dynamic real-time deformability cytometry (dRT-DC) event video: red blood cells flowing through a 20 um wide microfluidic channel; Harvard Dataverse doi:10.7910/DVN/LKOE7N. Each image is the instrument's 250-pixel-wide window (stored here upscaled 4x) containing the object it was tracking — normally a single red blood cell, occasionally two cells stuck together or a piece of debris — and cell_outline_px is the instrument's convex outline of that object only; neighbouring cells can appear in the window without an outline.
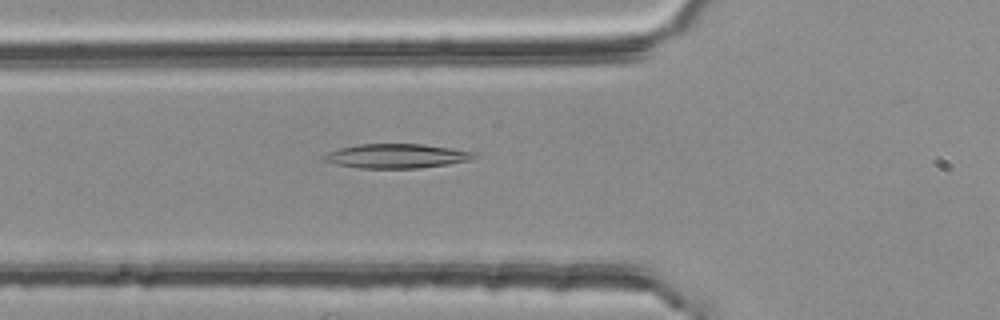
{"species": "common noctule bat (a hibernating species)", "species_latin": "Nyctalus noctula", "temperature_condition": "room temperature", "stored_images_in_passage": 39, "camera_frame_rate_fps": 3000, "um_per_image_px": 0.085, "animal": {"sex": "female", "body_mass_g": 25.1}, "frame": {"image": 1, "passage_image": 4, "time_ms": 1.0, "image_size_px": [1000, 320], "cell_outline_px": [[476, 156], [468, 160], [448, 164], [420, 168], [356, 168], [336, 164], [324, 160], [320, 156], [328, 152], [340, 148], [360, 144], [424, 144], [472, 152]], "centroid_in_image_um": [33.63, 13.26], "position_along_channel_um": 92.2, "area_um2": 21.04}}
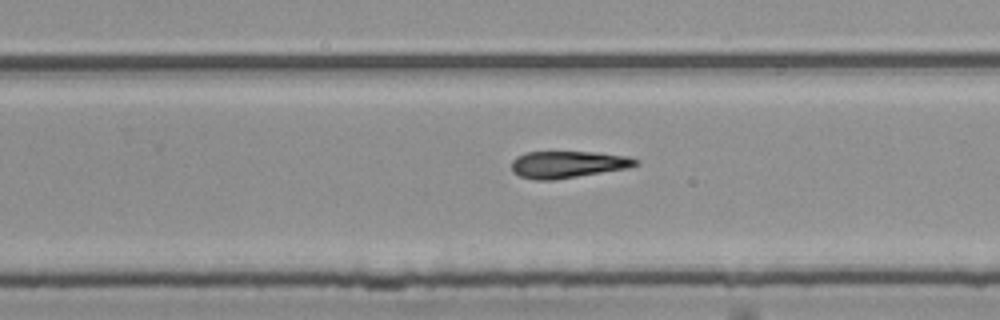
{"frame": {"image": 2, "passage_image": 19, "time_ms": 6.0, "image_size_px": [1000, 320], "cell_outline_px": [[640, 164], [628, 168], [552, 180], [532, 180], [520, 176], [512, 172], [512, 160], [516, 156], [524, 152], [596, 152], [628, 156], [640, 160]], "centroid_in_image_um": [48.26, 13.97], "position_along_channel_um": 281.5, "area_um2": 19.59}}
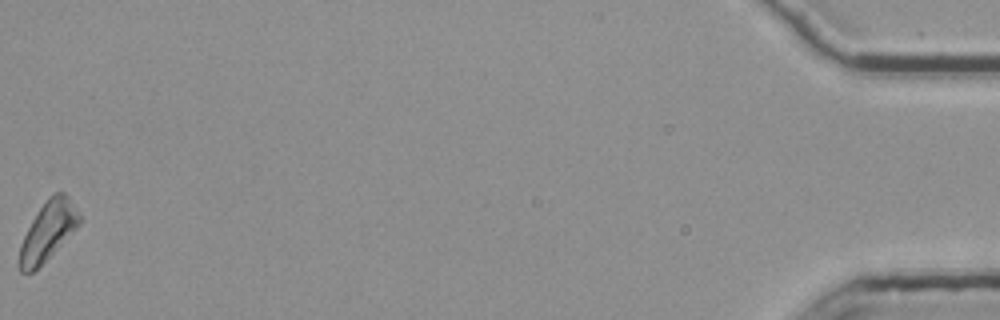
{"frame": {"image": 3, "passage_image": 39, "time_ms": 12.667, "image_size_px": [1000, 320], "cell_outline_px": [[84, 220], [32, 272], [20, 272], [16, 260], [20, 244], [32, 220], [48, 196], [52, 192], [64, 192], [68, 196]], "centroid_in_image_um": [4.05, 19.61], "position_along_channel_um": 431.1, "area_um2": 20.35}}